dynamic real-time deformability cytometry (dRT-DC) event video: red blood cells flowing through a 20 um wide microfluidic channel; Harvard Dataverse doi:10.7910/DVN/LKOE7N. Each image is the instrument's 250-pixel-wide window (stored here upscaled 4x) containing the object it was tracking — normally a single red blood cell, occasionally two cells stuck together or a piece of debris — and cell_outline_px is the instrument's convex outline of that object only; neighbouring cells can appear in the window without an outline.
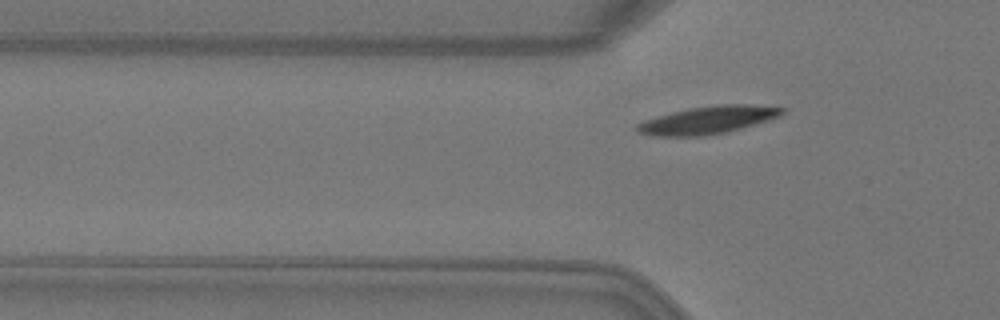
{"species": "Egyptian fruit bat (a non-hibernating species)", "species_latin": "Rousettus aegyptiacus", "temperature_condition": "warm", "stored_images_in_passage": 2, "camera_frame_rate_fps": 3000, "um_per_image_px": 0.085, "animal": {"sex": "female"}, "frame": {"image": 1, "passage_image": 2, "time_ms": 0.333, "image_size_px": [1000, 320], "cell_outline_px": [[784, 112], [780, 116], [768, 120], [728, 132], [704, 136], [652, 136], [636, 132], [632, 128], [636, 124], [644, 120], [656, 116], [688, 108], [716, 104], [748, 104], [784, 108]], "centroid_in_image_um": [60.1, 10.21], "position_along_channel_um": 65.7, "area_um2": 23.64}}